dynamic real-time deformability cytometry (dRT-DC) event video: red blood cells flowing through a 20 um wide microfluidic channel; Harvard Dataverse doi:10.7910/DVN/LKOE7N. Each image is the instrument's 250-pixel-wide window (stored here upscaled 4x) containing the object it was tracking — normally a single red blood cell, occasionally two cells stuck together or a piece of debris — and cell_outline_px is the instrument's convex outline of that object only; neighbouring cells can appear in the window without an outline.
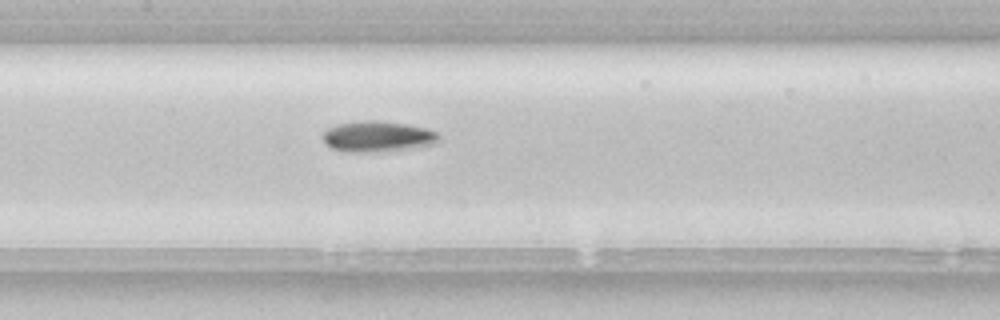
{"species": "common noctule bat (a hibernating species)", "species_latin": "Nyctalus noctula", "temperature_condition": "room temperature", "stored_images_in_passage": 38, "camera_frame_rate_fps": 3000, "um_per_image_px": 0.085, "animal": {"sex": "female", "body_mass_g": 22.7, "forearm_length_mm": 54.2}, "frame": {"image": 1, "passage_image": 12, "time_ms": 3.667, "image_size_px": [1000, 320], "cell_outline_px": [[440, 140], [436, 144], [380, 152], [348, 152], [332, 148], [324, 144], [320, 136], [328, 128], [336, 124], [364, 120], [380, 120], [428, 128], [436, 132], [440, 136]], "centroid_in_image_um": [32.07, 11.6], "position_along_channel_um": 175.3, "area_um2": 21.1}}
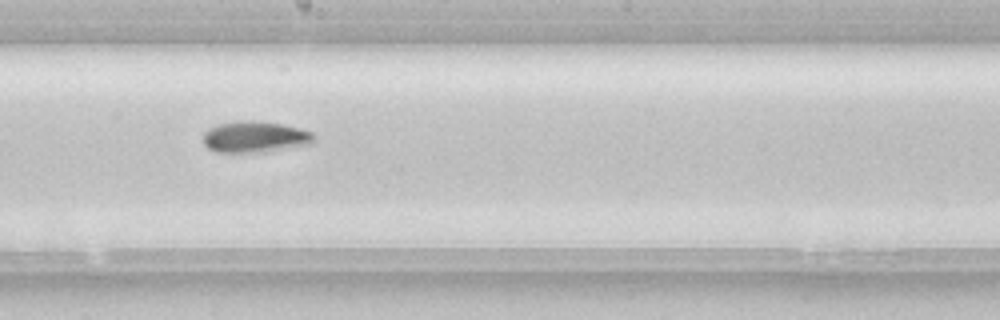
{"frame": {"image": 2, "passage_image": 16, "time_ms": 5.0, "image_size_px": [1000, 320], "cell_outline_px": [[316, 140], [312, 144], [264, 152], [216, 152], [208, 148], [204, 144], [204, 132], [208, 128], [216, 124], [240, 120], [252, 120], [284, 124], [300, 128], [312, 132], [316, 136]], "centroid_in_image_um": [21.7, 11.63], "position_along_channel_um": 226.5, "area_um2": 20.52}}
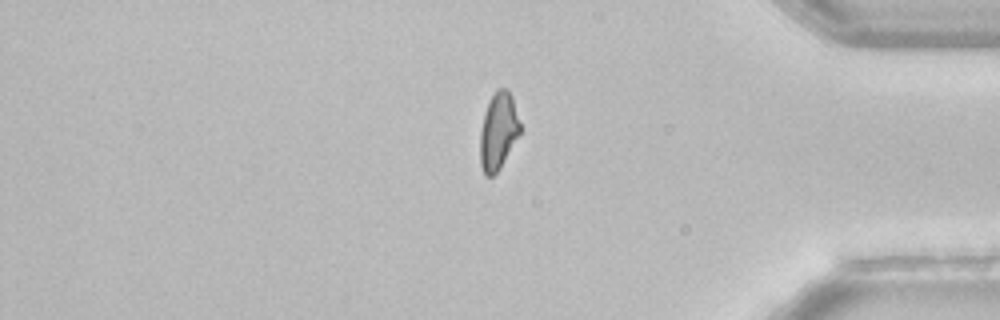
{"frame": {"image": 3, "passage_image": 31, "time_ms": 10.0, "image_size_px": [1000, 320], "cell_outline_px": [[520, 132], [500, 168], [492, 176], [484, 176], [480, 164], [480, 132], [484, 112], [488, 100], [496, 88], [508, 88], [512, 96], [520, 124]], "centroid_in_image_um": [42.33, 11.11], "position_along_channel_um": 392.9, "area_um2": 18.03}, "authors_computed_cell_mechanics": {"area_um2": 19.2185, "velocity_mm_per_s": 3.8572, "shape_relaxation_time_tau1_ms": 6.2119, "shape_relaxation_time_tau2_ms": null, "deformation_change_tau1": 0.1304, "deformation_change_tau2": null}}